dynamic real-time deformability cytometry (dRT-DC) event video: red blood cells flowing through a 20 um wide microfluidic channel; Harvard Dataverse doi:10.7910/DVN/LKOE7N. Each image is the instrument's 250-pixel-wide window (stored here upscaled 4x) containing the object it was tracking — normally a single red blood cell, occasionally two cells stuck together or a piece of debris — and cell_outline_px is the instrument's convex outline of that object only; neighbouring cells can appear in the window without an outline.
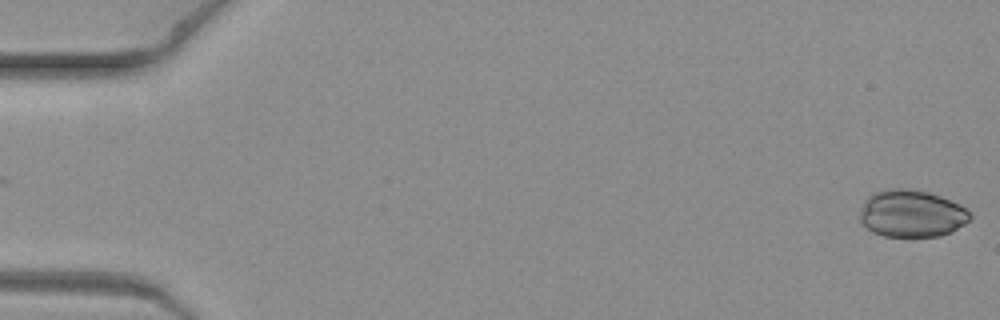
{"species": "common noctule bat (a hibernating species)", "species_latin": "Nyctalus noctula", "temperature_condition": "warm", "stored_images_in_passage": 6, "camera_frame_rate_fps": 3000, "um_per_image_px": 0.085, "animal": {"sex": "female", "body_mass_g": 19.3, "forearm_length_mm": 54.1}, "frame": {"image": 1, "passage_image": 1, "time_ms": 0.0, "image_size_px": [1000, 320], "cell_outline_px": [[972, 216], [964, 224], [952, 232], [940, 236], [884, 236], [872, 232], [860, 224], [860, 208], [864, 200], [872, 192], [888, 188], [908, 188], [928, 192], [940, 196], [960, 204]], "centroid_in_image_um": [77.43, 18.14], "position_along_channel_um": 7.6, "area_um2": 30.58}}